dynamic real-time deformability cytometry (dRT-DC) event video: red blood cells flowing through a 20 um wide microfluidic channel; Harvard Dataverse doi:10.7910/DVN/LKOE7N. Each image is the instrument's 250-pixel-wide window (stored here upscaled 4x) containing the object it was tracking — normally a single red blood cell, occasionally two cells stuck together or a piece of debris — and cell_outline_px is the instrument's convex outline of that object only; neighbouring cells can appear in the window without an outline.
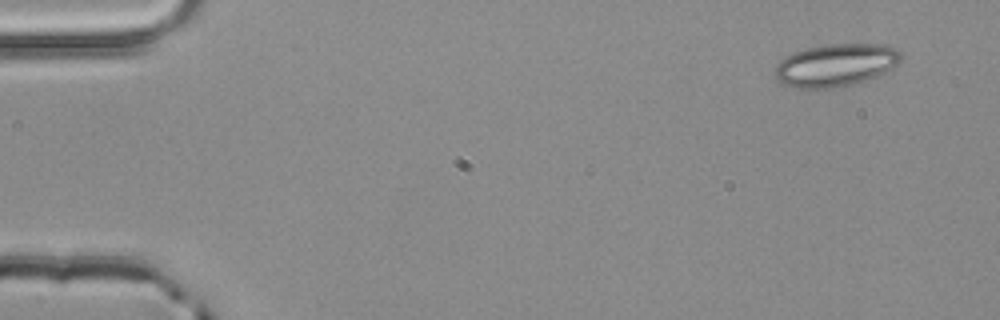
{"species": "common noctule bat (a hibernating species)", "species_latin": "Nyctalus noctula", "temperature_condition": "room temperature", "stored_images_in_passage": 4, "camera_frame_rate_fps": 3000, "um_per_image_px": 0.085, "animal": {"sex": "male", "body_mass_g": 20.4}, "frame": {"image": 1, "passage_image": 1, "time_ms": 0.0, "image_size_px": [1000, 320], "cell_outline_px": [[900, 60], [892, 68], [876, 76], [852, 84], [832, 88], [792, 88], [784, 84], [776, 76], [776, 64], [784, 56], [792, 52], [824, 44], [888, 44], [896, 48], [900, 52]], "centroid_in_image_um": [71.02, 5.52], "position_along_channel_um": 14.0, "area_um2": 31.21}}